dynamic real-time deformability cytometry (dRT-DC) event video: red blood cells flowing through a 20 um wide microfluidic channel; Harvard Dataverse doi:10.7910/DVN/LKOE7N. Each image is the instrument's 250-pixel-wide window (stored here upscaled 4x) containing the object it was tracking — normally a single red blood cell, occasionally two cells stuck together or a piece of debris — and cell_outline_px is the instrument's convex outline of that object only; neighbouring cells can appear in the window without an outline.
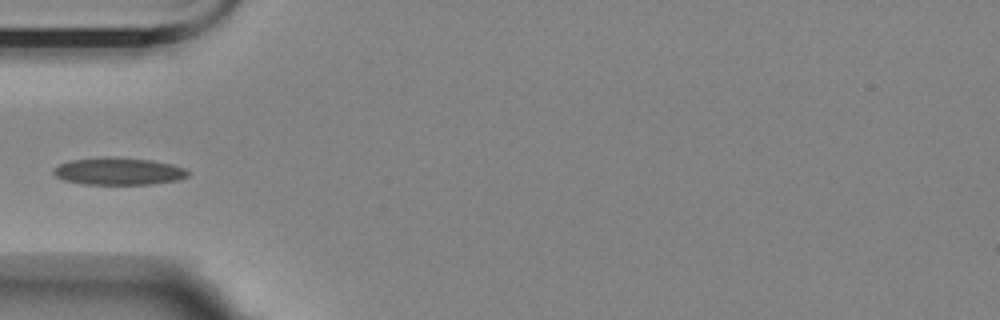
{"species": "Egyptian fruit bat (a non-hibernating species)", "species_latin": "Rousettus aegyptiacus", "temperature_condition": "room temperature", "stored_images_in_passage": 5, "camera_frame_rate_fps": 3000, "um_per_image_px": 0.085, "animal": {"sex": "female"}, "frame": {"image": 1, "passage_image": 2, "time_ms": 1.333, "image_size_px": [1000, 320], "cell_outline_px": [[188, 176], [176, 180], [152, 184], [84, 184], [64, 180], [56, 176], [52, 172], [60, 164], [72, 160], [152, 160], [172, 164], [184, 168], [188, 172]], "centroid_in_image_um": [10.12, 14.61], "position_along_channel_um": 74.9, "area_um2": 20.06}}
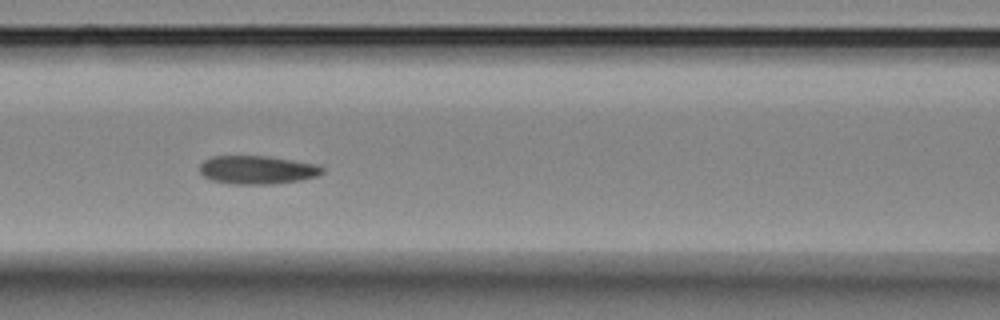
{"frame": {"image": 2, "passage_image": 4, "time_ms": 3.333, "image_size_px": [1000, 320], "cell_outline_px": [[324, 172], [316, 176], [300, 180], [272, 184], [232, 184], [212, 180], [204, 176], [200, 172], [200, 164], [204, 160], [212, 156], [268, 156], [316, 164], [324, 168]], "centroid_in_image_um": [21.86, 14.43], "position_along_channel_um": 144.7, "area_um2": 20.23}}
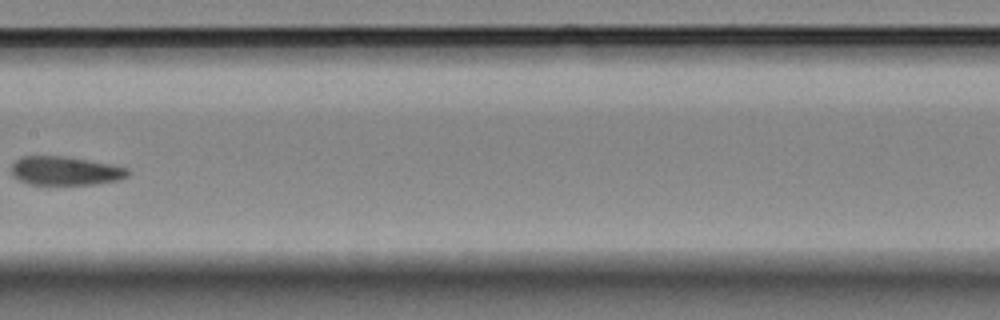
{"frame": {"image": 3, "passage_image": 5, "time_ms": 5.0, "image_size_px": [1000, 320], "cell_outline_px": [[132, 172], [128, 176], [120, 180], [96, 184], [28, 184], [12, 176], [12, 164], [20, 156], [64, 156], [112, 164], [128, 168]], "centroid_in_image_um": [5.59, 14.52], "position_along_channel_um": 201.8, "area_um2": 19.65}}